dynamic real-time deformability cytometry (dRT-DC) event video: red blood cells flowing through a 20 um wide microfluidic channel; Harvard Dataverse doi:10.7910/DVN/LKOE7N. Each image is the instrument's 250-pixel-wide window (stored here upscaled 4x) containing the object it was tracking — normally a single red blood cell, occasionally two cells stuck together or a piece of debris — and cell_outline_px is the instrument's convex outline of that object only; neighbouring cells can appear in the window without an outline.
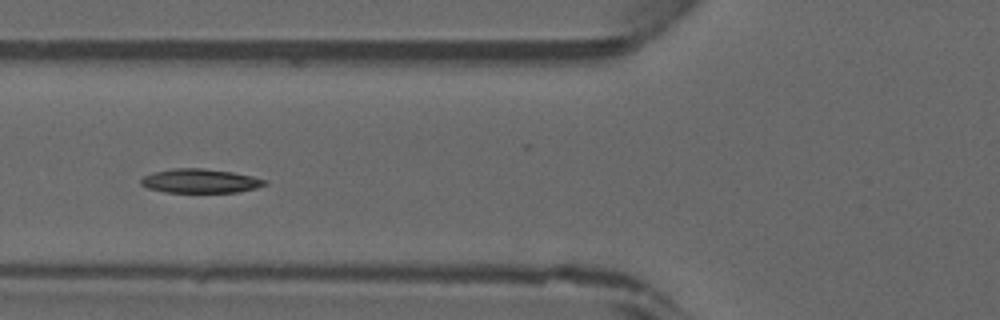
{"species": "common noctule bat (a hibernating species)", "species_latin": "Nyctalus noctula", "temperature_condition": "warm", "stored_images_in_passage": 33, "camera_frame_rate_fps": 3000, "um_per_image_px": 0.085, "animal": {"sex": "male", "forearm_length_mm": 52.5}, "frame": {"image": 1, "passage_image": 6, "time_ms": 1.667, "image_size_px": [1000, 320], "cell_outline_px": [[268, 184], [256, 188], [236, 192], [164, 192], [148, 188], [140, 184], [140, 180], [144, 176], [152, 172], [172, 168], [204, 168], [232, 172], [252, 176], [268, 180]], "centroid_in_image_um": [17.01, 15.37], "position_along_channel_um": 108.8, "area_um2": 17.46}}